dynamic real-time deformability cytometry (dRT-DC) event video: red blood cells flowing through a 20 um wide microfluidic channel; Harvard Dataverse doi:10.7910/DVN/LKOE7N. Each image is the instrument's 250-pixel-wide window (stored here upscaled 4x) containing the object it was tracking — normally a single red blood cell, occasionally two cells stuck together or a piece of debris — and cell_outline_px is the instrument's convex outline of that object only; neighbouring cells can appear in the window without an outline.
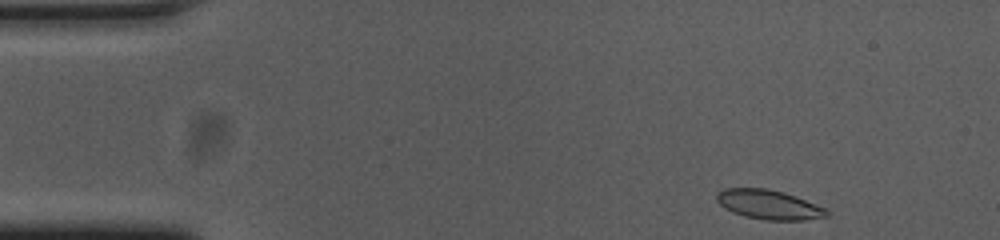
{"species": "common noctule bat (a hibernating species)", "species_latin": "Nyctalus noctula", "temperature_condition": "cold", "stored_images_in_passage": 50, "camera_frame_rate_fps": 3000, "um_per_image_px": 0.085, "animal": {"sex": "female", "body_mass_g": 23.0, "forearm_length_mm": 53.4}, "frame": {"image": 1, "passage_image": 1, "time_ms": 0.0, "image_size_px": [1000, 240], "cell_outline_px": [[828, 216], [804, 220], [764, 220], [744, 216], [732, 212], [724, 208], [716, 200], [716, 192], [724, 188], [768, 188], [784, 192], [796, 196], [824, 208], [828, 212]], "centroid_in_image_um": [65.3, 17.38], "position_along_channel_um": 19.7, "area_um2": 18.9}}
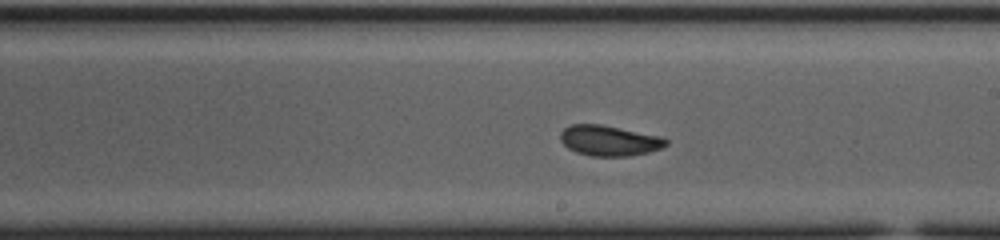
{"frame": {"image": 2, "passage_image": 26, "time_ms": 8.333, "image_size_px": [1000, 240], "cell_outline_px": [[668, 144], [660, 148], [648, 152], [632, 156], [592, 156], [576, 152], [568, 148], [560, 140], [560, 132], [564, 128], [572, 124], [600, 124], [660, 136], [668, 140]], "centroid_in_image_um": [51.77, 11.95], "position_along_channel_um": 237.2, "area_um2": 18.67}}
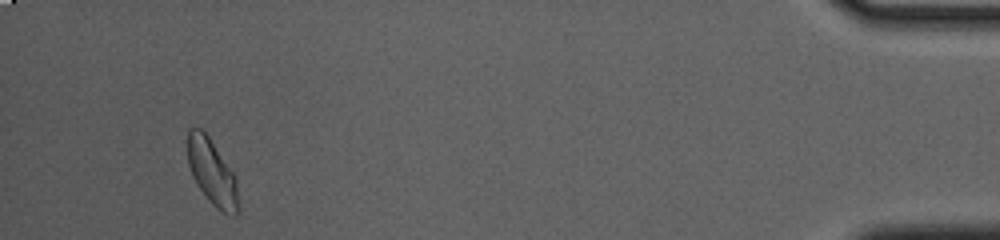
{"frame": {"image": 3, "passage_image": 47, "time_ms": 15.333, "image_size_px": [1000, 240], "cell_outline_px": [[240, 208], [236, 216], [228, 216], [216, 208], [208, 200], [192, 176], [188, 164], [188, 128], [200, 128], [208, 136], [232, 172], [236, 180]], "centroid_in_image_um": [18.04, 14.71], "position_along_channel_um": 417.2, "area_um2": 19.31}, "authors_computed_cell_mechanics": {"area_um2": 18.9006, "velocity_mm_per_s": 3.6439, "shape_relaxation_time_tau1_ms": 2.0644, "shape_relaxation_time_tau2_ms": 1.4042, "deformation_change_tau1": 0.0973, "deformation_change_tau2": 0.0645}}